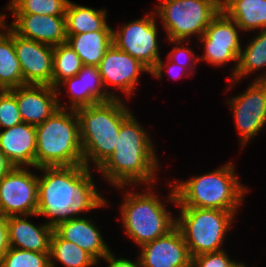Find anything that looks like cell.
<instances>
[{
	"instance_id": "6da1fadb",
	"label": "cell",
	"mask_w": 266,
	"mask_h": 267,
	"mask_svg": "<svg viewBox=\"0 0 266 267\" xmlns=\"http://www.w3.org/2000/svg\"><path fill=\"white\" fill-rule=\"evenodd\" d=\"M46 174L38 177L37 215L52 219L48 224H58L79 218L84 211L104 206L106 200L95 188L90 167L85 165L40 167ZM54 217V218H53Z\"/></svg>"
},
{
	"instance_id": "7a4b0ae2",
	"label": "cell",
	"mask_w": 266,
	"mask_h": 267,
	"mask_svg": "<svg viewBox=\"0 0 266 267\" xmlns=\"http://www.w3.org/2000/svg\"><path fill=\"white\" fill-rule=\"evenodd\" d=\"M148 137L131 114L121 124L113 153L98 168L106 180L118 188L131 182L152 184L159 161Z\"/></svg>"
},
{
	"instance_id": "3957f363",
	"label": "cell",
	"mask_w": 266,
	"mask_h": 267,
	"mask_svg": "<svg viewBox=\"0 0 266 267\" xmlns=\"http://www.w3.org/2000/svg\"><path fill=\"white\" fill-rule=\"evenodd\" d=\"M76 114L84 165L89 167L91 160L99 168L113 153L121 124L131 113L119 98H114L79 108Z\"/></svg>"
},
{
	"instance_id": "277c9868",
	"label": "cell",
	"mask_w": 266,
	"mask_h": 267,
	"mask_svg": "<svg viewBox=\"0 0 266 267\" xmlns=\"http://www.w3.org/2000/svg\"><path fill=\"white\" fill-rule=\"evenodd\" d=\"M56 109L36 128L35 167L84 165L76 110Z\"/></svg>"
},
{
	"instance_id": "5b68a950",
	"label": "cell",
	"mask_w": 266,
	"mask_h": 267,
	"mask_svg": "<svg viewBox=\"0 0 266 267\" xmlns=\"http://www.w3.org/2000/svg\"><path fill=\"white\" fill-rule=\"evenodd\" d=\"M233 168L229 163L212 173L178 183L168 199L180 207L236 211L247 189L238 182Z\"/></svg>"
},
{
	"instance_id": "8992f818",
	"label": "cell",
	"mask_w": 266,
	"mask_h": 267,
	"mask_svg": "<svg viewBox=\"0 0 266 267\" xmlns=\"http://www.w3.org/2000/svg\"><path fill=\"white\" fill-rule=\"evenodd\" d=\"M180 212L176 226L184 237L191 258L221 251L223 238L232 224L235 211L181 207Z\"/></svg>"
},
{
	"instance_id": "52a82bcc",
	"label": "cell",
	"mask_w": 266,
	"mask_h": 267,
	"mask_svg": "<svg viewBox=\"0 0 266 267\" xmlns=\"http://www.w3.org/2000/svg\"><path fill=\"white\" fill-rule=\"evenodd\" d=\"M121 206L122 220L130 238L142 246L167 234L176 226V219L165 210L152 192L126 194Z\"/></svg>"
},
{
	"instance_id": "ba28073f",
	"label": "cell",
	"mask_w": 266,
	"mask_h": 267,
	"mask_svg": "<svg viewBox=\"0 0 266 267\" xmlns=\"http://www.w3.org/2000/svg\"><path fill=\"white\" fill-rule=\"evenodd\" d=\"M157 9L170 42L179 45L192 34L200 38L205 33L221 11V0H162Z\"/></svg>"
},
{
	"instance_id": "9c48e42d",
	"label": "cell",
	"mask_w": 266,
	"mask_h": 267,
	"mask_svg": "<svg viewBox=\"0 0 266 267\" xmlns=\"http://www.w3.org/2000/svg\"><path fill=\"white\" fill-rule=\"evenodd\" d=\"M155 17L147 14L143 19L135 20L121 30H112L113 45L139 60L157 78L162 77L166 65L160 59L157 41Z\"/></svg>"
},
{
	"instance_id": "30bf717a",
	"label": "cell",
	"mask_w": 266,
	"mask_h": 267,
	"mask_svg": "<svg viewBox=\"0 0 266 267\" xmlns=\"http://www.w3.org/2000/svg\"><path fill=\"white\" fill-rule=\"evenodd\" d=\"M38 177L21 167H13L0 180V214L10 217L37 215Z\"/></svg>"
},
{
	"instance_id": "8fae6325",
	"label": "cell",
	"mask_w": 266,
	"mask_h": 267,
	"mask_svg": "<svg viewBox=\"0 0 266 267\" xmlns=\"http://www.w3.org/2000/svg\"><path fill=\"white\" fill-rule=\"evenodd\" d=\"M236 22L221 10L200 37L205 42L202 59L218 66L235 60L238 62L241 46Z\"/></svg>"
},
{
	"instance_id": "7c38bea8",
	"label": "cell",
	"mask_w": 266,
	"mask_h": 267,
	"mask_svg": "<svg viewBox=\"0 0 266 267\" xmlns=\"http://www.w3.org/2000/svg\"><path fill=\"white\" fill-rule=\"evenodd\" d=\"M228 104L234 110L236 127L244 144L266 123V75L254 80L245 93L232 98Z\"/></svg>"
},
{
	"instance_id": "4fadbf2b",
	"label": "cell",
	"mask_w": 266,
	"mask_h": 267,
	"mask_svg": "<svg viewBox=\"0 0 266 267\" xmlns=\"http://www.w3.org/2000/svg\"><path fill=\"white\" fill-rule=\"evenodd\" d=\"M13 44L22 72L23 85L52 86L54 46L22 38L14 32Z\"/></svg>"
},
{
	"instance_id": "5bb4252c",
	"label": "cell",
	"mask_w": 266,
	"mask_h": 267,
	"mask_svg": "<svg viewBox=\"0 0 266 267\" xmlns=\"http://www.w3.org/2000/svg\"><path fill=\"white\" fill-rule=\"evenodd\" d=\"M141 249L140 267H191L192 258L177 226Z\"/></svg>"
},
{
	"instance_id": "9a60e30c",
	"label": "cell",
	"mask_w": 266,
	"mask_h": 267,
	"mask_svg": "<svg viewBox=\"0 0 266 267\" xmlns=\"http://www.w3.org/2000/svg\"><path fill=\"white\" fill-rule=\"evenodd\" d=\"M104 86L106 83L123 90L127 96L133 92L141 71L150 72L139 60L112 45L104 54L99 65Z\"/></svg>"
},
{
	"instance_id": "2e32d148",
	"label": "cell",
	"mask_w": 266,
	"mask_h": 267,
	"mask_svg": "<svg viewBox=\"0 0 266 267\" xmlns=\"http://www.w3.org/2000/svg\"><path fill=\"white\" fill-rule=\"evenodd\" d=\"M58 89L49 85L25 84L15 88V98L23 123L37 126L56 109L62 108L57 101Z\"/></svg>"
},
{
	"instance_id": "e0dca14e",
	"label": "cell",
	"mask_w": 266,
	"mask_h": 267,
	"mask_svg": "<svg viewBox=\"0 0 266 267\" xmlns=\"http://www.w3.org/2000/svg\"><path fill=\"white\" fill-rule=\"evenodd\" d=\"M13 15L15 21L10 29L18 36L51 46L66 43L65 16Z\"/></svg>"
},
{
	"instance_id": "ac0fdd59",
	"label": "cell",
	"mask_w": 266,
	"mask_h": 267,
	"mask_svg": "<svg viewBox=\"0 0 266 267\" xmlns=\"http://www.w3.org/2000/svg\"><path fill=\"white\" fill-rule=\"evenodd\" d=\"M69 85V92L72 99V107L69 109L77 110L97 103L110 101L114 98L113 94L102 91L104 87L99 68L96 66L83 65L77 75L66 78L60 84Z\"/></svg>"
},
{
	"instance_id": "d6986e66",
	"label": "cell",
	"mask_w": 266,
	"mask_h": 267,
	"mask_svg": "<svg viewBox=\"0 0 266 267\" xmlns=\"http://www.w3.org/2000/svg\"><path fill=\"white\" fill-rule=\"evenodd\" d=\"M0 149L14 167H35V126L22 122L0 132Z\"/></svg>"
},
{
	"instance_id": "ffe728a7",
	"label": "cell",
	"mask_w": 266,
	"mask_h": 267,
	"mask_svg": "<svg viewBox=\"0 0 266 267\" xmlns=\"http://www.w3.org/2000/svg\"><path fill=\"white\" fill-rule=\"evenodd\" d=\"M91 221L84 218L71 219L58 224L54 231L61 238L86 251L98 262L100 258L105 259L110 254V249Z\"/></svg>"
},
{
	"instance_id": "44dd1931",
	"label": "cell",
	"mask_w": 266,
	"mask_h": 267,
	"mask_svg": "<svg viewBox=\"0 0 266 267\" xmlns=\"http://www.w3.org/2000/svg\"><path fill=\"white\" fill-rule=\"evenodd\" d=\"M9 247L33 252L50 253L54 232L48 223L36 227L21 216L7 217Z\"/></svg>"
},
{
	"instance_id": "7402d4cb",
	"label": "cell",
	"mask_w": 266,
	"mask_h": 267,
	"mask_svg": "<svg viewBox=\"0 0 266 267\" xmlns=\"http://www.w3.org/2000/svg\"><path fill=\"white\" fill-rule=\"evenodd\" d=\"M66 36V43L80 57L83 65L98 67L106 51L113 45L112 31H94Z\"/></svg>"
},
{
	"instance_id": "603a6c76",
	"label": "cell",
	"mask_w": 266,
	"mask_h": 267,
	"mask_svg": "<svg viewBox=\"0 0 266 267\" xmlns=\"http://www.w3.org/2000/svg\"><path fill=\"white\" fill-rule=\"evenodd\" d=\"M221 10L240 30L266 29V0H221Z\"/></svg>"
},
{
	"instance_id": "cb8c5ba5",
	"label": "cell",
	"mask_w": 266,
	"mask_h": 267,
	"mask_svg": "<svg viewBox=\"0 0 266 267\" xmlns=\"http://www.w3.org/2000/svg\"><path fill=\"white\" fill-rule=\"evenodd\" d=\"M106 10L79 6L69 1L65 13L66 35L112 31L106 23Z\"/></svg>"
},
{
	"instance_id": "d4e9b609",
	"label": "cell",
	"mask_w": 266,
	"mask_h": 267,
	"mask_svg": "<svg viewBox=\"0 0 266 267\" xmlns=\"http://www.w3.org/2000/svg\"><path fill=\"white\" fill-rule=\"evenodd\" d=\"M23 85V77L13 44V31L0 35V87L11 90Z\"/></svg>"
},
{
	"instance_id": "484cf974",
	"label": "cell",
	"mask_w": 266,
	"mask_h": 267,
	"mask_svg": "<svg viewBox=\"0 0 266 267\" xmlns=\"http://www.w3.org/2000/svg\"><path fill=\"white\" fill-rule=\"evenodd\" d=\"M264 66H266V29H263L244 51H240L233 72V81H238L239 78Z\"/></svg>"
},
{
	"instance_id": "4316f807",
	"label": "cell",
	"mask_w": 266,
	"mask_h": 267,
	"mask_svg": "<svg viewBox=\"0 0 266 267\" xmlns=\"http://www.w3.org/2000/svg\"><path fill=\"white\" fill-rule=\"evenodd\" d=\"M59 260L66 267H90L98 262L86 251L61 238L55 231L51 237L50 258Z\"/></svg>"
},
{
	"instance_id": "83f0119b",
	"label": "cell",
	"mask_w": 266,
	"mask_h": 267,
	"mask_svg": "<svg viewBox=\"0 0 266 267\" xmlns=\"http://www.w3.org/2000/svg\"><path fill=\"white\" fill-rule=\"evenodd\" d=\"M82 67V60L67 43L54 46L52 87L58 88L60 82L77 75Z\"/></svg>"
},
{
	"instance_id": "f1b7e54d",
	"label": "cell",
	"mask_w": 266,
	"mask_h": 267,
	"mask_svg": "<svg viewBox=\"0 0 266 267\" xmlns=\"http://www.w3.org/2000/svg\"><path fill=\"white\" fill-rule=\"evenodd\" d=\"M50 259V253L9 247L0 261V267H50Z\"/></svg>"
},
{
	"instance_id": "f546056e",
	"label": "cell",
	"mask_w": 266,
	"mask_h": 267,
	"mask_svg": "<svg viewBox=\"0 0 266 267\" xmlns=\"http://www.w3.org/2000/svg\"><path fill=\"white\" fill-rule=\"evenodd\" d=\"M69 0H22L13 14L65 16Z\"/></svg>"
},
{
	"instance_id": "4dcf8cb0",
	"label": "cell",
	"mask_w": 266,
	"mask_h": 267,
	"mask_svg": "<svg viewBox=\"0 0 266 267\" xmlns=\"http://www.w3.org/2000/svg\"><path fill=\"white\" fill-rule=\"evenodd\" d=\"M21 123L22 118L15 98V88L5 90L0 96V127L8 129Z\"/></svg>"
},
{
	"instance_id": "1f68e13d",
	"label": "cell",
	"mask_w": 266,
	"mask_h": 267,
	"mask_svg": "<svg viewBox=\"0 0 266 267\" xmlns=\"http://www.w3.org/2000/svg\"><path fill=\"white\" fill-rule=\"evenodd\" d=\"M227 255L223 250L199 254L192 257L191 267H229L233 261Z\"/></svg>"
},
{
	"instance_id": "d6a6232c",
	"label": "cell",
	"mask_w": 266,
	"mask_h": 267,
	"mask_svg": "<svg viewBox=\"0 0 266 267\" xmlns=\"http://www.w3.org/2000/svg\"><path fill=\"white\" fill-rule=\"evenodd\" d=\"M9 250L7 217L0 214V261Z\"/></svg>"
},
{
	"instance_id": "836d02e7",
	"label": "cell",
	"mask_w": 266,
	"mask_h": 267,
	"mask_svg": "<svg viewBox=\"0 0 266 267\" xmlns=\"http://www.w3.org/2000/svg\"><path fill=\"white\" fill-rule=\"evenodd\" d=\"M192 54V55H191ZM184 55H187L189 58H191L190 56H194L195 57V55H194V53H193V51H191V49H188V48H183V47H181V48H179V47H177V46H175V48L170 52V54H169V58H168V60L169 61H173V60H176L177 59V62L175 63V64H177L178 63V66L180 65L181 67H184V70L185 69H187V68H185L188 64H186V63H184V62H182V61H180L179 60V62H178V59L181 57V58H183V56ZM186 57V56H185ZM184 57V58H185ZM175 58V59H174ZM180 58V59H181ZM186 60V59H185ZM187 62V61H186Z\"/></svg>"
},
{
	"instance_id": "e575fe53",
	"label": "cell",
	"mask_w": 266,
	"mask_h": 267,
	"mask_svg": "<svg viewBox=\"0 0 266 267\" xmlns=\"http://www.w3.org/2000/svg\"><path fill=\"white\" fill-rule=\"evenodd\" d=\"M114 257L115 256H113L110 252V254L105 258L110 263L109 267H140V260L134 263L125 258L115 259Z\"/></svg>"
},
{
	"instance_id": "d590c367",
	"label": "cell",
	"mask_w": 266,
	"mask_h": 267,
	"mask_svg": "<svg viewBox=\"0 0 266 267\" xmlns=\"http://www.w3.org/2000/svg\"><path fill=\"white\" fill-rule=\"evenodd\" d=\"M14 166L7 159L3 151L0 149V180L13 168Z\"/></svg>"
},
{
	"instance_id": "8d00e7d4",
	"label": "cell",
	"mask_w": 266,
	"mask_h": 267,
	"mask_svg": "<svg viewBox=\"0 0 266 267\" xmlns=\"http://www.w3.org/2000/svg\"><path fill=\"white\" fill-rule=\"evenodd\" d=\"M21 2L22 0H11L8 8L14 12L19 7Z\"/></svg>"
},
{
	"instance_id": "74e56055",
	"label": "cell",
	"mask_w": 266,
	"mask_h": 267,
	"mask_svg": "<svg viewBox=\"0 0 266 267\" xmlns=\"http://www.w3.org/2000/svg\"><path fill=\"white\" fill-rule=\"evenodd\" d=\"M173 66H168L166 69H168V71L169 72H172V70L175 68L176 69V67L175 66H177V64H175L174 62L173 63H171ZM172 67H174V68H172ZM179 68H181V67H179ZM183 68L184 67H182V69L181 70H183ZM175 72V71H174ZM173 73V72H172ZM178 73V72H177ZM181 74V73H180ZM173 76H175L176 78H179V77H181L180 75H178V77L176 76V74L174 75V73L172 74Z\"/></svg>"
},
{
	"instance_id": "f35d334b",
	"label": "cell",
	"mask_w": 266,
	"mask_h": 267,
	"mask_svg": "<svg viewBox=\"0 0 266 267\" xmlns=\"http://www.w3.org/2000/svg\"><path fill=\"white\" fill-rule=\"evenodd\" d=\"M5 17H6V15H4V14L1 15V14H0V28H1V27H4V28L7 30V28H6L7 25H5V23H4V19H5ZM1 34H2V33L0 32V35H1Z\"/></svg>"
},
{
	"instance_id": "ab89813d",
	"label": "cell",
	"mask_w": 266,
	"mask_h": 267,
	"mask_svg": "<svg viewBox=\"0 0 266 267\" xmlns=\"http://www.w3.org/2000/svg\"><path fill=\"white\" fill-rule=\"evenodd\" d=\"M229 267H245V265L242 263H237V262L233 261Z\"/></svg>"
},
{
	"instance_id": "60d3db41",
	"label": "cell",
	"mask_w": 266,
	"mask_h": 267,
	"mask_svg": "<svg viewBox=\"0 0 266 267\" xmlns=\"http://www.w3.org/2000/svg\"><path fill=\"white\" fill-rule=\"evenodd\" d=\"M5 91L4 88L0 87V96L2 95V93Z\"/></svg>"
},
{
	"instance_id": "b9f144b4",
	"label": "cell",
	"mask_w": 266,
	"mask_h": 267,
	"mask_svg": "<svg viewBox=\"0 0 266 267\" xmlns=\"http://www.w3.org/2000/svg\"><path fill=\"white\" fill-rule=\"evenodd\" d=\"M50 267H55L54 266V262L52 261V259H50Z\"/></svg>"
}]
</instances>
